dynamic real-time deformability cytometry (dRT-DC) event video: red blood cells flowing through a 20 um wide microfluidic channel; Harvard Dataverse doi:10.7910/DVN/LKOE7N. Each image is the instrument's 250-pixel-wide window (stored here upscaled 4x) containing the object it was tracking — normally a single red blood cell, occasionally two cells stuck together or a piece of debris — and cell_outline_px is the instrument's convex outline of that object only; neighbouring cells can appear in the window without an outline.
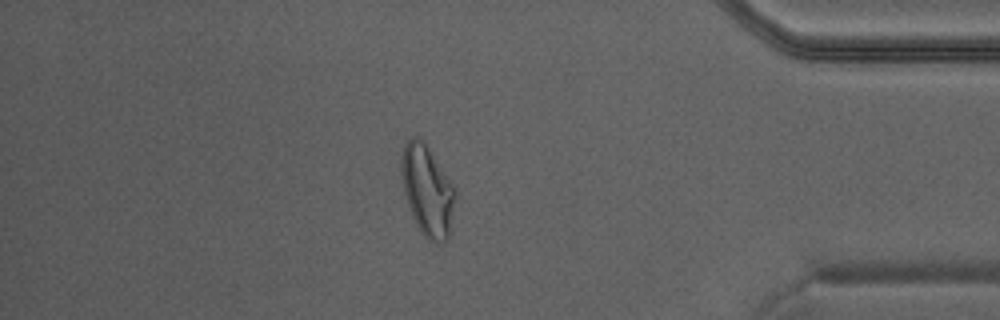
{"species": "Egyptian fruit bat (a non-hibernating species)", "species_latin": "Rousettus aegyptiacus", "temperature_condition": "warm", "stored_images_in_passage": 42, "camera_frame_rate_fps": 3000, "um_per_image_px": 0.085, "animal": {"sex": "male"}, "frame": {"image": 1, "passage_image": 36, "time_ms": 11.667, "image_size_px": [1000, 320], "cell_outline_px": [[456, 196], [452, 232], [448, 240], [444, 244], [436, 244], [428, 240], [420, 232], [416, 224], [408, 204], [404, 192], [400, 172], [400, 156], [404, 144], [408, 136], [420, 136], [452, 184], [456, 192]], "centroid_in_image_um": [36.33, 16.24], "position_along_channel_um": 398.9, "area_um2": 29.07}}